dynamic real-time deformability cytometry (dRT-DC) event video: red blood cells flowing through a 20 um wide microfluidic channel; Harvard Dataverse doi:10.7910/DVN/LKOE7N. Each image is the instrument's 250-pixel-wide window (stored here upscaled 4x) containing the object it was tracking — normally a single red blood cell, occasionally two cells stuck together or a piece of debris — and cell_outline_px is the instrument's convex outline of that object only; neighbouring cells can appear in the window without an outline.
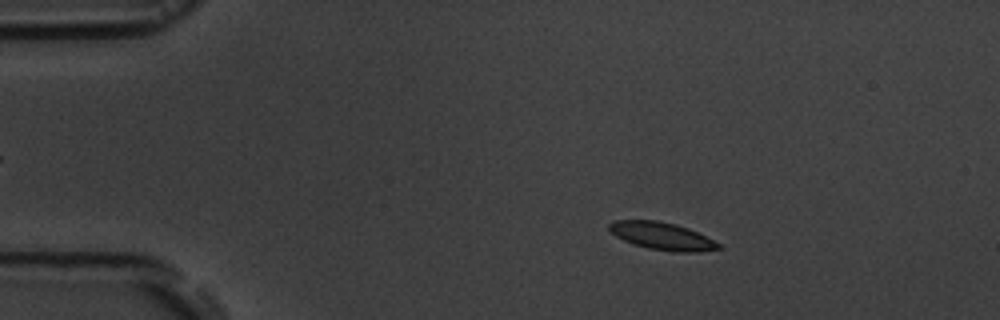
{"species": "common noctule bat (a hibernating species)", "species_latin": "Nyctalus noctula", "temperature_condition": "room temperature", "stored_images_in_passage": 8, "camera_frame_rate_fps": 3000, "um_per_image_px": 0.085, "animal": {"sex": "male", "body_mass_g": 19.5, "forearm_length_mm": 54.6}, "frame": {"image": 1, "passage_image": 2, "time_ms": 2.0, "image_size_px": [1000, 320], "cell_outline_px": [[724, 248], [700, 252], [676, 252], [648, 248], [632, 244], [616, 236], [608, 228], [608, 224], [616, 220], [656, 220], [676, 224], [688, 228], [720, 244]], "centroid_in_image_um": [56.28, 20.07], "position_along_channel_um": 28.7, "area_um2": 17.46}}
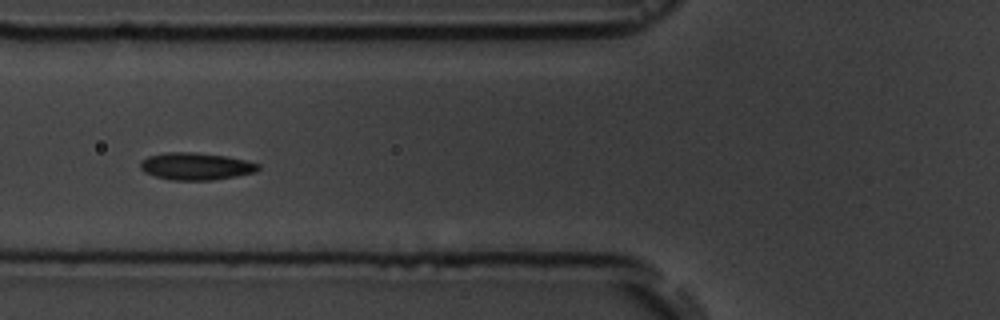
{"frame": {"image": 2, "passage_image": 5, "time_ms": 6.0, "image_size_px": [1000, 320], "cell_outline_px": [[260, 168], [256, 172], [236, 176], [212, 180], [172, 180], [156, 176], [144, 172], [140, 168], [140, 160], [148, 156], [168, 152], [196, 152], [224, 156], [244, 160], [260, 164]], "centroid_in_image_um": [16.64, 14.13], "position_along_channel_um": 109.2, "area_um2": 18.67}}
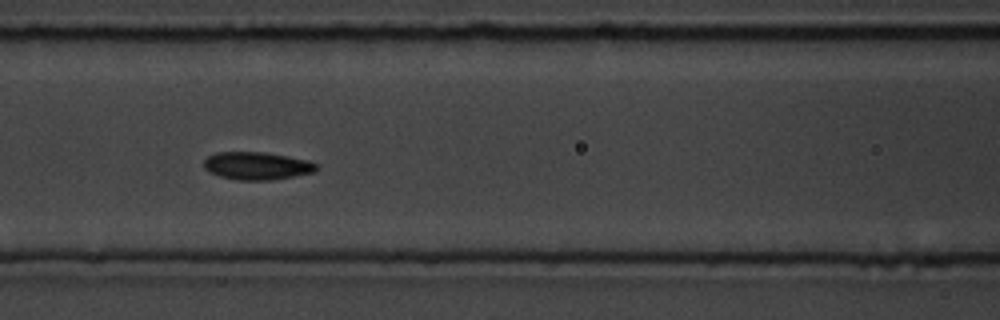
{"frame": {"image": 3, "passage_image": 6, "time_ms": 7.0, "image_size_px": [1000, 320], "cell_outline_px": [[316, 172], [272, 180], [236, 180], [220, 176], [208, 172], [204, 168], [204, 160], [208, 156], [216, 152], [264, 152], [288, 156], [308, 160], [316, 164]], "centroid_in_image_um": [21.82, 14.09], "position_along_channel_um": 144.8, "area_um2": 18.26}}